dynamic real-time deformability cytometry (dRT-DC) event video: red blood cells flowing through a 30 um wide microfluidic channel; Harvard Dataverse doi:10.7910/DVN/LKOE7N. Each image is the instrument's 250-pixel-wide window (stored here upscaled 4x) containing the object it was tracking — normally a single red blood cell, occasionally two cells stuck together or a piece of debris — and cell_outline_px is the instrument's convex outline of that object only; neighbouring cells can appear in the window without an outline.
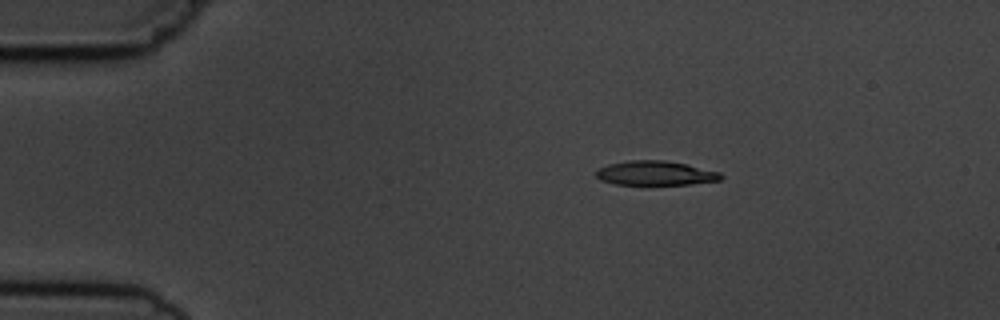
{"species": "common noctule bat (a hibernating species)", "species_latin": "Nyctalus noctula", "temperature_condition": "cold", "stored_images_in_passage": 10, "camera_frame_rate_fps": 3000, "um_per_image_px": 0.085, "animal": {"sex": "male", "body_mass_g": 19.5, "forearm_length_mm": 54.6}, "frame": {"image": 1, "passage_image": 2, "time_ms": 1.0, "image_size_px": [1000, 320], "cell_outline_px": [[724, 176], [720, 180], [692, 184], [616, 184], [600, 180], [596, 176], [596, 172], [600, 168], [608, 164], [628, 160], [664, 160], [688, 164], [720, 172]], "centroid_in_image_um": [55.74, 14.71], "position_along_channel_um": 29.3, "area_um2": 17.69}}
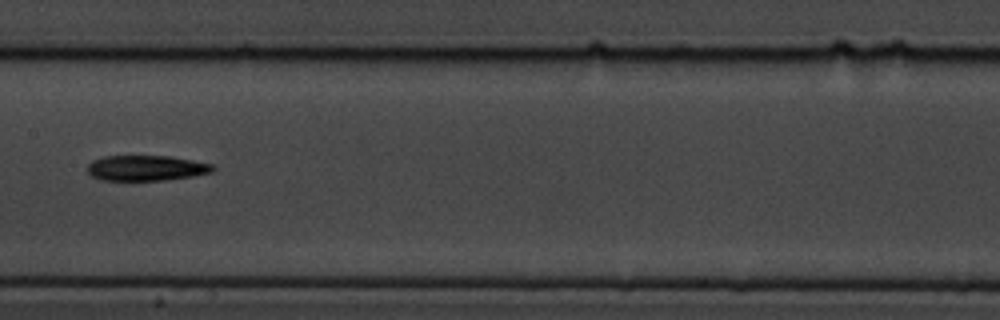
{"frame": {"image": 2, "passage_image": 7, "time_ms": 7.0, "image_size_px": [1000, 320], "cell_outline_px": [[216, 168], [212, 172], [192, 176], [164, 180], [100, 180], [92, 176], [88, 172], [88, 164], [92, 160], [104, 156], [168, 156], [192, 160], [212, 164]], "centroid_in_image_um": [12.41, 14.28], "position_along_channel_um": 195.0, "area_um2": 18.5}}
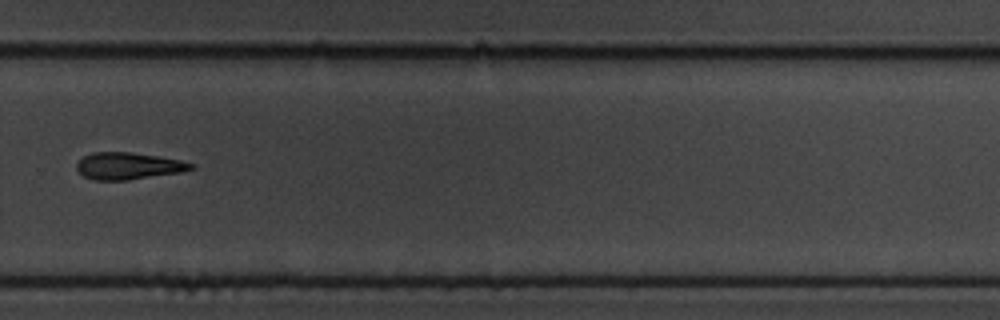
{"frame": {"image": 3, "passage_image": 10, "time_ms": 10.333, "image_size_px": [1000, 320], "cell_outline_px": [[196, 168], [184, 172], [128, 180], [92, 180], [84, 176], [76, 168], [76, 164], [84, 156], [92, 152], [132, 152], [160, 156], [180, 160], [196, 164]], "centroid_in_image_um": [10.96, 14.1], "position_along_channel_um": 318.8, "area_um2": 18.21}}